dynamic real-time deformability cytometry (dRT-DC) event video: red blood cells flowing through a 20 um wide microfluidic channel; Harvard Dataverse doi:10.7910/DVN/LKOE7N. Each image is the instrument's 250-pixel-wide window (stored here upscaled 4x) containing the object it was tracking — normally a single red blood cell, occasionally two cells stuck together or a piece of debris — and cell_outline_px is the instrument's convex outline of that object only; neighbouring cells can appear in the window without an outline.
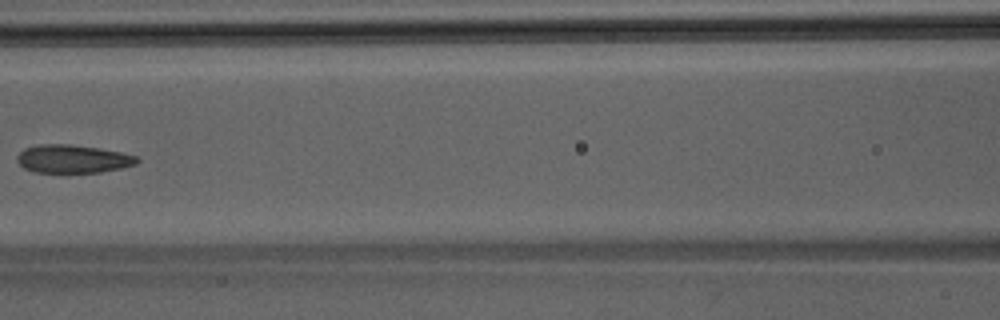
{"species": "Egyptian fruit bat (a non-hibernating species)", "species_latin": "Rousettus aegyptiacus", "temperature_condition": "room temperature", "stored_images_in_passage": 7, "camera_frame_rate_fps": 3000, "um_per_image_px": 0.085, "animal": {"sex": "male"}, "frame": {"image": 1, "passage_image": 7, "time_ms": 2.0, "image_size_px": [1000, 320], "cell_outline_px": [[140, 160], [136, 164], [120, 168], [100, 172], [36, 172], [24, 168], [16, 160], [16, 156], [24, 148], [40, 144], [68, 144], [100, 148], [120, 152], [136, 156]], "centroid_in_image_um": [6.17, 13.5], "position_along_channel_um": 160.4, "area_um2": 19.59}}